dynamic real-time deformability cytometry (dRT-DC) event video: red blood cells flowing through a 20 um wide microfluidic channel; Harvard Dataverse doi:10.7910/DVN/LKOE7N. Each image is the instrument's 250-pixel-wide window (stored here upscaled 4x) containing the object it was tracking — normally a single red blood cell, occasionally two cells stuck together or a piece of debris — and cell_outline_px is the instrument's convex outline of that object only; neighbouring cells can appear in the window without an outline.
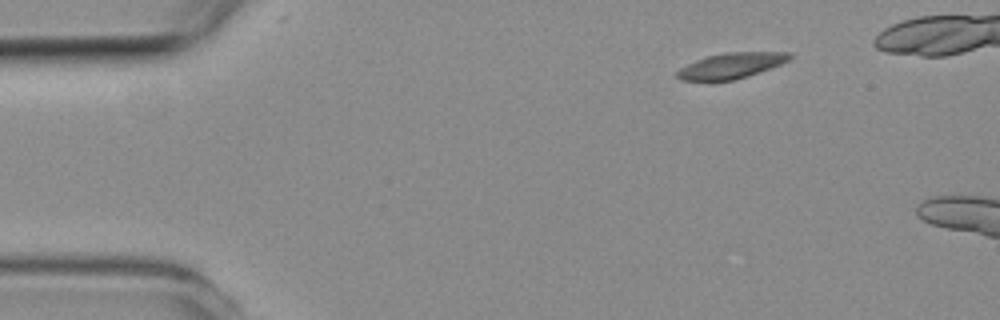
{"species": "common noctule bat (a hibernating species)", "species_latin": "Nyctalus noctula", "temperature_condition": "room temperature", "stored_images_in_passage": 3, "camera_frame_rate_fps": 3000, "um_per_image_px": 0.085, "animal": {"sex": "female", "body_mass_g": 19.3, "forearm_length_mm": 54.1}, "frame": {"image": 1, "passage_image": 1, "time_ms": 0.0, "image_size_px": [1000, 320], "cell_outline_px": [[792, 56], [788, 60], [780, 64], [732, 80], [680, 80], [676, 76], [676, 72], [680, 68], [696, 60], [708, 56], [728, 52], [788, 52]], "centroid_in_image_um": [62.11, 5.57], "position_along_channel_um": 22.9, "area_um2": 16.18}}